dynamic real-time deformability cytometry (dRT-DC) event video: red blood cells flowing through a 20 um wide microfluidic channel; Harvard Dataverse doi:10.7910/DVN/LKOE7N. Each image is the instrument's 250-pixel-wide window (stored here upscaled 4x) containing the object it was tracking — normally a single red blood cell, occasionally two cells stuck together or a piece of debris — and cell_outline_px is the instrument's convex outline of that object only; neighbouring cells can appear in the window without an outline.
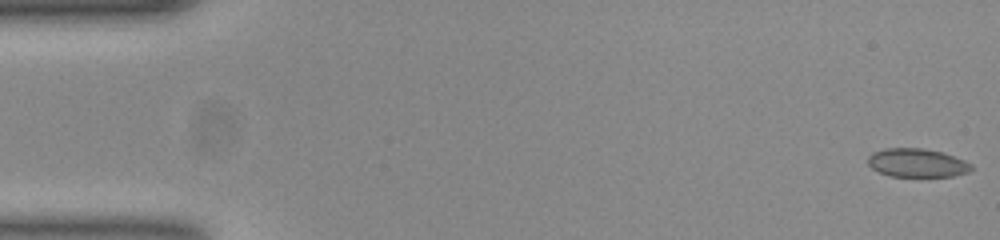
{"species": "common noctule bat (a hibernating species)", "species_latin": "Nyctalus noctula", "temperature_condition": "room temperature", "stored_images_in_passage": 53, "camera_frame_rate_fps": 3000, "um_per_image_px": 0.085, "animal": {"sex": "female", "body_mass_g": 23.0, "forearm_length_mm": 53.4}, "frame": {"image": 1, "passage_image": 1, "time_ms": 0.0, "image_size_px": [1000, 240], "cell_outline_px": [[972, 168], [968, 172], [952, 176], [888, 176], [872, 168], [868, 164], [868, 156], [872, 152], [884, 148], [924, 148], [944, 152], [964, 160], [972, 164]], "centroid_in_image_um": [77.94, 13.83], "position_along_channel_um": 7.1, "area_um2": 17.28}}
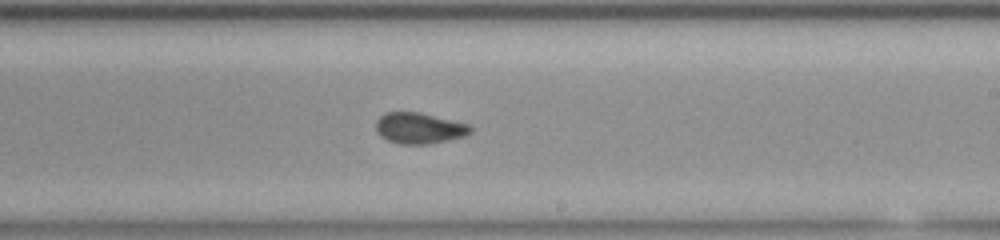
{"frame": {"image": 2, "passage_image": 31, "time_ms": 10.0, "image_size_px": [1000, 240], "cell_outline_px": [[472, 132], [464, 136], [448, 140], [428, 144], [400, 144], [388, 140], [380, 136], [376, 132], [376, 120], [384, 112], [420, 112], [472, 124]], "centroid_in_image_um": [35.65, 10.88], "position_along_channel_um": 253.3, "area_um2": 17.34}}
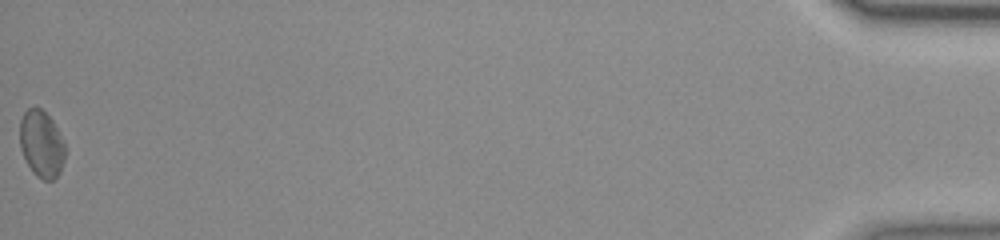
{"frame": {"image": 3, "passage_image": 53, "time_ms": 17.333, "image_size_px": [1000, 240], "cell_outline_px": [[64, 160], [60, 172], [52, 180], [44, 180], [36, 176], [32, 172], [20, 148], [20, 120], [24, 112], [28, 108], [40, 108], [52, 120], [64, 140]], "centroid_in_image_um": [3.52, 12.24], "position_along_channel_um": 431.7, "area_um2": 17.51}, "authors_computed_cell_mechanics": {"area_um2": 17.2822, "velocity_mm_per_s": 3.8599, "shape_relaxation_time_tau1_ms": 10.4219, "shape_relaxation_time_tau2_ms": 1.8649, "deformation_change_tau1": 0.124, "deformation_change_tau2": 0.0516}}